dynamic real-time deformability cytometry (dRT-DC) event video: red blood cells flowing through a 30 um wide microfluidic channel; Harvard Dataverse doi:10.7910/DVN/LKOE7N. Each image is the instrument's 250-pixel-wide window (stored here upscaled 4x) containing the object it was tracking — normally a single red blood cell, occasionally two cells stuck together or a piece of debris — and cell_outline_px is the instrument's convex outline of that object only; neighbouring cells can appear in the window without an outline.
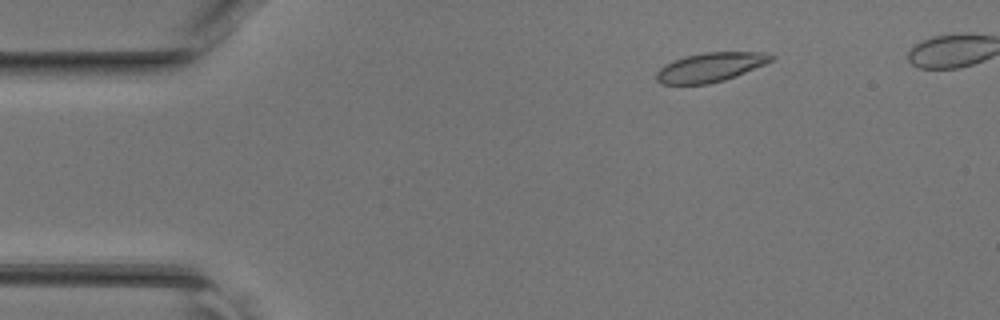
{"species": "common noctule bat (a hibernating species)", "species_latin": "Nyctalus noctula", "temperature_condition": "room temperature", "stored_images_in_passage": 34, "camera_frame_rate_fps": 3000, "um_per_image_px": 0.085, "animal": {"sex": "female", "body_mass_g": 17.0, "forearm_length_mm": 48.0}, "frame": {"image": 1, "passage_image": 1, "time_ms": 0.0, "image_size_px": [1000, 320], "cell_outline_px": [[776, 56], [772, 60], [764, 64], [736, 76], [724, 80], [708, 84], [660, 84], [656, 80], [656, 72], [664, 64], [688, 56], [704, 52], [764, 52]], "centroid_in_image_um": [60.37, 5.72], "position_along_channel_um": 24.6, "area_um2": 19.36}}
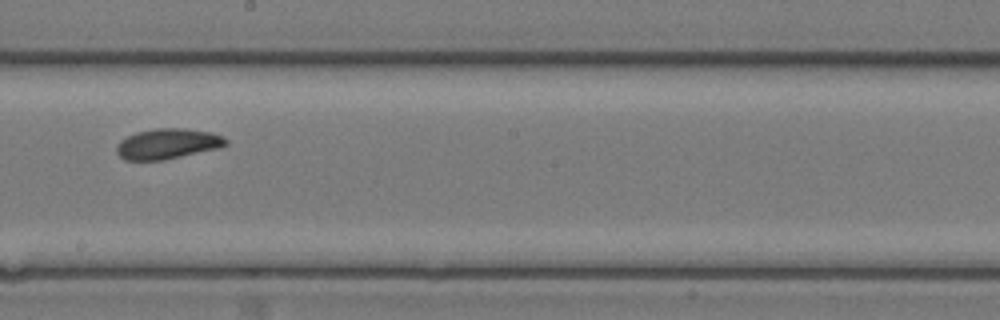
{"frame": {"image": 2, "passage_image": 20, "time_ms": 6.333, "image_size_px": [1000, 320], "cell_outline_px": [[228, 144], [220, 148], [164, 160], [124, 160], [116, 152], [116, 144], [120, 140], [136, 132], [156, 128], [184, 128], [212, 132], [224, 136], [228, 140]], "centroid_in_image_um": [14.27, 12.22], "position_along_channel_um": 233.9, "area_um2": 19.59}}
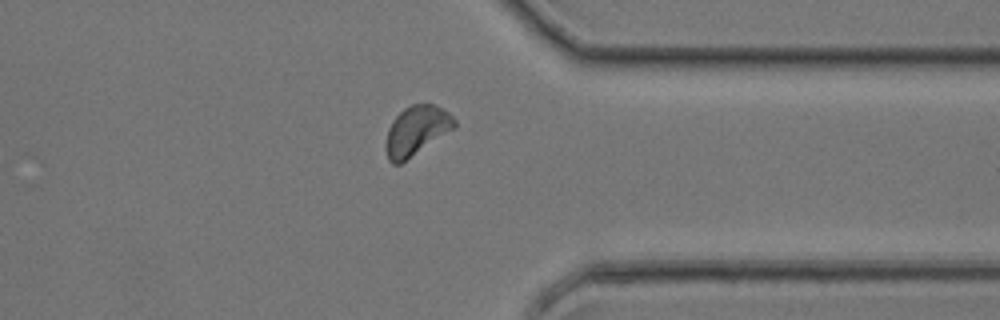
{"frame": {"image": 3, "passage_image": 30, "time_ms": 9.667, "image_size_px": [1000, 320], "cell_outline_px": [[456, 128], [400, 164], [392, 164], [388, 160], [384, 148], [384, 144], [388, 128], [392, 120], [404, 108], [412, 104], [436, 104], [448, 112], [456, 120]], "centroid_in_image_um": [35.38, 11.11], "position_along_channel_um": 376.0, "area_um2": 20.06}}